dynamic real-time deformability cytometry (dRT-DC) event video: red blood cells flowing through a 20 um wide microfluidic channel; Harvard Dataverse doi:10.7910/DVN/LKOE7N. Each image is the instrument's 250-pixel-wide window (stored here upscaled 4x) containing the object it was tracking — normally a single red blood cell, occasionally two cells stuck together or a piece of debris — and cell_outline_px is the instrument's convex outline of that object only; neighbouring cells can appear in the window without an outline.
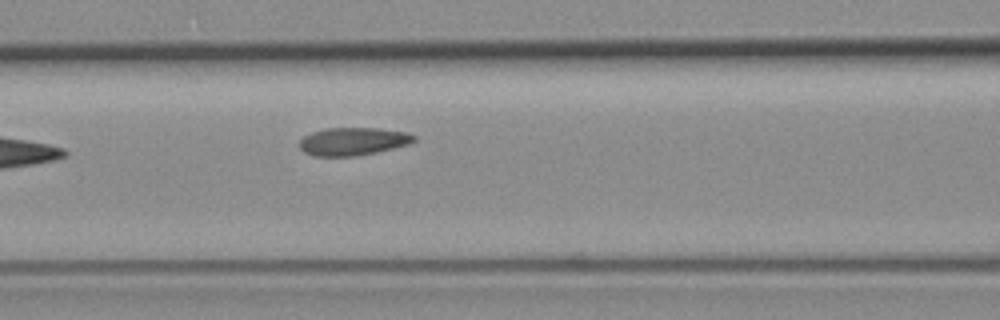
{"species": "common noctule bat (a hibernating species)", "species_latin": "Nyctalus noctula", "temperature_condition": "room temperature", "stored_images_in_passage": 4, "camera_frame_rate_fps": 3000, "um_per_image_px": 0.085, "animal": {"sex": "female", "body_mass_g": 19.3, "forearm_length_mm": 54.1}, "frame": {"image": 1, "passage_image": 4, "time_ms": 1.0, "image_size_px": [1000, 320], "cell_outline_px": [[416, 140], [408, 144], [376, 152], [352, 156], [316, 156], [304, 152], [300, 148], [300, 140], [304, 136], [312, 132], [324, 128], [380, 128], [404, 132], [416, 136]], "centroid_in_image_um": [29.99, 12.01], "position_along_channel_um": 136.6, "area_um2": 18.44}}